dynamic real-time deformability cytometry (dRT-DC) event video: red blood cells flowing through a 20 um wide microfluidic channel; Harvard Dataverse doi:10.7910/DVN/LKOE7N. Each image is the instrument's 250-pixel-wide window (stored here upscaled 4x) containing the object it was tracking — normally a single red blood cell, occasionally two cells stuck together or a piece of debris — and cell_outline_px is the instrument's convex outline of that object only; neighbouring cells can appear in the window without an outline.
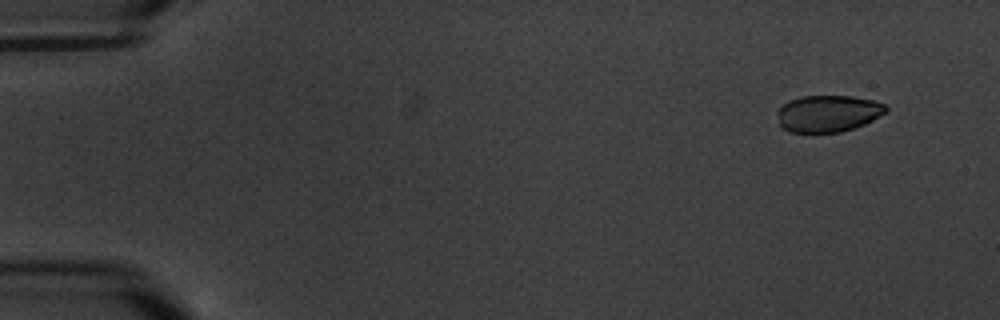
{"species": "common noctule bat (a hibernating species)", "species_latin": "Nyctalus noctula", "temperature_condition": "warm", "stored_images_in_passage": 6, "segment_of_instrument_passage": [2, 2], "camera_frame_rate_fps": 3000, "um_per_image_px": 0.085, "animal": {"sex": "male", "body_mass_g": 20.1, "forearm_length_mm": 53.5}, "frame": {"image": 1, "passage_image": 6, "time_ms": 6.667, "image_size_px": [1000, 320], "cell_outline_px": [[888, 108], [884, 112], [872, 120], [864, 124], [840, 132], [788, 132], [780, 128], [780, 108], [788, 100], [800, 96], [852, 96], [872, 100], [884, 104]], "centroid_in_image_um": [70.37, 9.64], "position_along_channel_um": 14.6, "area_um2": 22.95}}